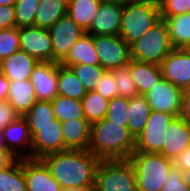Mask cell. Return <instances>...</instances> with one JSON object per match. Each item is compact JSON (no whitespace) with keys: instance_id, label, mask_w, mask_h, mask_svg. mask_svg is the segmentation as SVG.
Returning <instances> with one entry per match:
<instances>
[{"instance_id":"cell-15","label":"cell","mask_w":190,"mask_h":191,"mask_svg":"<svg viewBox=\"0 0 190 191\" xmlns=\"http://www.w3.org/2000/svg\"><path fill=\"white\" fill-rule=\"evenodd\" d=\"M23 173L27 191H62L41 159L23 158Z\"/></svg>"},{"instance_id":"cell-38","label":"cell","mask_w":190,"mask_h":191,"mask_svg":"<svg viewBox=\"0 0 190 191\" xmlns=\"http://www.w3.org/2000/svg\"><path fill=\"white\" fill-rule=\"evenodd\" d=\"M160 17L178 16L190 12V0H159Z\"/></svg>"},{"instance_id":"cell-32","label":"cell","mask_w":190,"mask_h":191,"mask_svg":"<svg viewBox=\"0 0 190 191\" xmlns=\"http://www.w3.org/2000/svg\"><path fill=\"white\" fill-rule=\"evenodd\" d=\"M80 80L86 91H95L97 85L106 71L101 66L74 64L69 66Z\"/></svg>"},{"instance_id":"cell-27","label":"cell","mask_w":190,"mask_h":191,"mask_svg":"<svg viewBox=\"0 0 190 191\" xmlns=\"http://www.w3.org/2000/svg\"><path fill=\"white\" fill-rule=\"evenodd\" d=\"M86 93L72 69L58 63V95L81 101Z\"/></svg>"},{"instance_id":"cell-29","label":"cell","mask_w":190,"mask_h":191,"mask_svg":"<svg viewBox=\"0 0 190 191\" xmlns=\"http://www.w3.org/2000/svg\"><path fill=\"white\" fill-rule=\"evenodd\" d=\"M50 102L52 104L55 117L60 122L85 119L81 101L66 96L57 95Z\"/></svg>"},{"instance_id":"cell-28","label":"cell","mask_w":190,"mask_h":191,"mask_svg":"<svg viewBox=\"0 0 190 191\" xmlns=\"http://www.w3.org/2000/svg\"><path fill=\"white\" fill-rule=\"evenodd\" d=\"M23 117L27 121L31 137L37 133V127L52 124L56 119L51 102L42 100H37Z\"/></svg>"},{"instance_id":"cell-40","label":"cell","mask_w":190,"mask_h":191,"mask_svg":"<svg viewBox=\"0 0 190 191\" xmlns=\"http://www.w3.org/2000/svg\"><path fill=\"white\" fill-rule=\"evenodd\" d=\"M175 116L170 113L152 111L143 130L165 131L167 125L174 120Z\"/></svg>"},{"instance_id":"cell-51","label":"cell","mask_w":190,"mask_h":191,"mask_svg":"<svg viewBox=\"0 0 190 191\" xmlns=\"http://www.w3.org/2000/svg\"><path fill=\"white\" fill-rule=\"evenodd\" d=\"M182 98H190V84L183 90Z\"/></svg>"},{"instance_id":"cell-21","label":"cell","mask_w":190,"mask_h":191,"mask_svg":"<svg viewBox=\"0 0 190 191\" xmlns=\"http://www.w3.org/2000/svg\"><path fill=\"white\" fill-rule=\"evenodd\" d=\"M7 101L19 116H24L37 101L31 80L9 81Z\"/></svg>"},{"instance_id":"cell-7","label":"cell","mask_w":190,"mask_h":191,"mask_svg":"<svg viewBox=\"0 0 190 191\" xmlns=\"http://www.w3.org/2000/svg\"><path fill=\"white\" fill-rule=\"evenodd\" d=\"M94 47L105 70L126 67L130 61V46L120 36L94 35Z\"/></svg>"},{"instance_id":"cell-43","label":"cell","mask_w":190,"mask_h":191,"mask_svg":"<svg viewBox=\"0 0 190 191\" xmlns=\"http://www.w3.org/2000/svg\"><path fill=\"white\" fill-rule=\"evenodd\" d=\"M19 115L7 100L0 101V129L14 121Z\"/></svg>"},{"instance_id":"cell-18","label":"cell","mask_w":190,"mask_h":191,"mask_svg":"<svg viewBox=\"0 0 190 191\" xmlns=\"http://www.w3.org/2000/svg\"><path fill=\"white\" fill-rule=\"evenodd\" d=\"M38 60L24 51L18 50L0 62V72L9 81H25L31 78Z\"/></svg>"},{"instance_id":"cell-13","label":"cell","mask_w":190,"mask_h":191,"mask_svg":"<svg viewBox=\"0 0 190 191\" xmlns=\"http://www.w3.org/2000/svg\"><path fill=\"white\" fill-rule=\"evenodd\" d=\"M30 80L37 100L52 101L58 95V62H38Z\"/></svg>"},{"instance_id":"cell-14","label":"cell","mask_w":190,"mask_h":191,"mask_svg":"<svg viewBox=\"0 0 190 191\" xmlns=\"http://www.w3.org/2000/svg\"><path fill=\"white\" fill-rule=\"evenodd\" d=\"M123 6V3L101 2L96 17L85 32L92 36H119Z\"/></svg>"},{"instance_id":"cell-55","label":"cell","mask_w":190,"mask_h":191,"mask_svg":"<svg viewBox=\"0 0 190 191\" xmlns=\"http://www.w3.org/2000/svg\"><path fill=\"white\" fill-rule=\"evenodd\" d=\"M183 49H185V50L190 52V42Z\"/></svg>"},{"instance_id":"cell-41","label":"cell","mask_w":190,"mask_h":191,"mask_svg":"<svg viewBox=\"0 0 190 191\" xmlns=\"http://www.w3.org/2000/svg\"><path fill=\"white\" fill-rule=\"evenodd\" d=\"M161 191H190L183 181L181 169L172 167Z\"/></svg>"},{"instance_id":"cell-5","label":"cell","mask_w":190,"mask_h":191,"mask_svg":"<svg viewBox=\"0 0 190 191\" xmlns=\"http://www.w3.org/2000/svg\"><path fill=\"white\" fill-rule=\"evenodd\" d=\"M95 191H137L135 171L129 159L100 160Z\"/></svg>"},{"instance_id":"cell-1","label":"cell","mask_w":190,"mask_h":191,"mask_svg":"<svg viewBox=\"0 0 190 191\" xmlns=\"http://www.w3.org/2000/svg\"><path fill=\"white\" fill-rule=\"evenodd\" d=\"M46 164L53 178L62 189L93 188L100 159L86 150H66L45 155Z\"/></svg>"},{"instance_id":"cell-25","label":"cell","mask_w":190,"mask_h":191,"mask_svg":"<svg viewBox=\"0 0 190 191\" xmlns=\"http://www.w3.org/2000/svg\"><path fill=\"white\" fill-rule=\"evenodd\" d=\"M100 4L99 0H68L67 14L86 31L96 17Z\"/></svg>"},{"instance_id":"cell-53","label":"cell","mask_w":190,"mask_h":191,"mask_svg":"<svg viewBox=\"0 0 190 191\" xmlns=\"http://www.w3.org/2000/svg\"><path fill=\"white\" fill-rule=\"evenodd\" d=\"M142 1H145V0H120V3H134V2H142Z\"/></svg>"},{"instance_id":"cell-9","label":"cell","mask_w":190,"mask_h":191,"mask_svg":"<svg viewBox=\"0 0 190 191\" xmlns=\"http://www.w3.org/2000/svg\"><path fill=\"white\" fill-rule=\"evenodd\" d=\"M152 111L170 113L179 117L183 90L162 78L145 95Z\"/></svg>"},{"instance_id":"cell-10","label":"cell","mask_w":190,"mask_h":191,"mask_svg":"<svg viewBox=\"0 0 190 191\" xmlns=\"http://www.w3.org/2000/svg\"><path fill=\"white\" fill-rule=\"evenodd\" d=\"M20 50L39 62H53V47L48 29L39 27L18 28Z\"/></svg>"},{"instance_id":"cell-47","label":"cell","mask_w":190,"mask_h":191,"mask_svg":"<svg viewBox=\"0 0 190 191\" xmlns=\"http://www.w3.org/2000/svg\"><path fill=\"white\" fill-rule=\"evenodd\" d=\"M9 80L0 72V101L8 100Z\"/></svg>"},{"instance_id":"cell-11","label":"cell","mask_w":190,"mask_h":191,"mask_svg":"<svg viewBox=\"0 0 190 191\" xmlns=\"http://www.w3.org/2000/svg\"><path fill=\"white\" fill-rule=\"evenodd\" d=\"M69 150L63 141L61 122L57 119L52 124L37 127L32 137L31 158L41 159L43 156Z\"/></svg>"},{"instance_id":"cell-54","label":"cell","mask_w":190,"mask_h":191,"mask_svg":"<svg viewBox=\"0 0 190 191\" xmlns=\"http://www.w3.org/2000/svg\"><path fill=\"white\" fill-rule=\"evenodd\" d=\"M99 1L103 3H120V0H99Z\"/></svg>"},{"instance_id":"cell-35","label":"cell","mask_w":190,"mask_h":191,"mask_svg":"<svg viewBox=\"0 0 190 191\" xmlns=\"http://www.w3.org/2000/svg\"><path fill=\"white\" fill-rule=\"evenodd\" d=\"M111 71L117 81L118 96L132 98L139 95L128 66Z\"/></svg>"},{"instance_id":"cell-8","label":"cell","mask_w":190,"mask_h":191,"mask_svg":"<svg viewBox=\"0 0 190 191\" xmlns=\"http://www.w3.org/2000/svg\"><path fill=\"white\" fill-rule=\"evenodd\" d=\"M48 31L53 47V62L58 63L67 57L73 45L86 33L68 14L62 16Z\"/></svg>"},{"instance_id":"cell-16","label":"cell","mask_w":190,"mask_h":191,"mask_svg":"<svg viewBox=\"0 0 190 191\" xmlns=\"http://www.w3.org/2000/svg\"><path fill=\"white\" fill-rule=\"evenodd\" d=\"M2 131L6 149H8L16 159L31 158L32 137L27 121L23 116L17 117L14 121L5 126ZM20 146L24 148L27 147L25 149L29 151L27 150L26 152V150H24L23 154V152L19 150V148H22Z\"/></svg>"},{"instance_id":"cell-3","label":"cell","mask_w":190,"mask_h":191,"mask_svg":"<svg viewBox=\"0 0 190 191\" xmlns=\"http://www.w3.org/2000/svg\"><path fill=\"white\" fill-rule=\"evenodd\" d=\"M160 20L159 3L156 0L125 3L119 36L131 46Z\"/></svg>"},{"instance_id":"cell-48","label":"cell","mask_w":190,"mask_h":191,"mask_svg":"<svg viewBox=\"0 0 190 191\" xmlns=\"http://www.w3.org/2000/svg\"><path fill=\"white\" fill-rule=\"evenodd\" d=\"M182 178L190 189V170L182 171Z\"/></svg>"},{"instance_id":"cell-50","label":"cell","mask_w":190,"mask_h":191,"mask_svg":"<svg viewBox=\"0 0 190 191\" xmlns=\"http://www.w3.org/2000/svg\"><path fill=\"white\" fill-rule=\"evenodd\" d=\"M0 149H6L2 129H0Z\"/></svg>"},{"instance_id":"cell-44","label":"cell","mask_w":190,"mask_h":191,"mask_svg":"<svg viewBox=\"0 0 190 191\" xmlns=\"http://www.w3.org/2000/svg\"><path fill=\"white\" fill-rule=\"evenodd\" d=\"M173 167L179 168L182 171L190 170V145L182 153L172 159Z\"/></svg>"},{"instance_id":"cell-6","label":"cell","mask_w":190,"mask_h":191,"mask_svg":"<svg viewBox=\"0 0 190 191\" xmlns=\"http://www.w3.org/2000/svg\"><path fill=\"white\" fill-rule=\"evenodd\" d=\"M168 28L163 19L130 46V58L160 65L173 50Z\"/></svg>"},{"instance_id":"cell-24","label":"cell","mask_w":190,"mask_h":191,"mask_svg":"<svg viewBox=\"0 0 190 191\" xmlns=\"http://www.w3.org/2000/svg\"><path fill=\"white\" fill-rule=\"evenodd\" d=\"M150 113L151 108L144 95L129 98L127 127L135 139L143 131Z\"/></svg>"},{"instance_id":"cell-52","label":"cell","mask_w":190,"mask_h":191,"mask_svg":"<svg viewBox=\"0 0 190 191\" xmlns=\"http://www.w3.org/2000/svg\"><path fill=\"white\" fill-rule=\"evenodd\" d=\"M62 191H95L93 188H86V189H62Z\"/></svg>"},{"instance_id":"cell-12","label":"cell","mask_w":190,"mask_h":191,"mask_svg":"<svg viewBox=\"0 0 190 191\" xmlns=\"http://www.w3.org/2000/svg\"><path fill=\"white\" fill-rule=\"evenodd\" d=\"M162 78L184 90L190 84V52L174 48L160 64Z\"/></svg>"},{"instance_id":"cell-30","label":"cell","mask_w":190,"mask_h":191,"mask_svg":"<svg viewBox=\"0 0 190 191\" xmlns=\"http://www.w3.org/2000/svg\"><path fill=\"white\" fill-rule=\"evenodd\" d=\"M0 191H27L23 173V159H16L0 171Z\"/></svg>"},{"instance_id":"cell-49","label":"cell","mask_w":190,"mask_h":191,"mask_svg":"<svg viewBox=\"0 0 190 191\" xmlns=\"http://www.w3.org/2000/svg\"><path fill=\"white\" fill-rule=\"evenodd\" d=\"M16 0H0V6H14Z\"/></svg>"},{"instance_id":"cell-17","label":"cell","mask_w":190,"mask_h":191,"mask_svg":"<svg viewBox=\"0 0 190 191\" xmlns=\"http://www.w3.org/2000/svg\"><path fill=\"white\" fill-rule=\"evenodd\" d=\"M163 149L160 154L173 159L182 154L190 145V125L180 117L167 125L163 138Z\"/></svg>"},{"instance_id":"cell-37","label":"cell","mask_w":190,"mask_h":191,"mask_svg":"<svg viewBox=\"0 0 190 191\" xmlns=\"http://www.w3.org/2000/svg\"><path fill=\"white\" fill-rule=\"evenodd\" d=\"M128 104L129 98L121 96H117L109 100V105L105 118L113 123H123V126H127Z\"/></svg>"},{"instance_id":"cell-42","label":"cell","mask_w":190,"mask_h":191,"mask_svg":"<svg viewBox=\"0 0 190 191\" xmlns=\"http://www.w3.org/2000/svg\"><path fill=\"white\" fill-rule=\"evenodd\" d=\"M16 27L15 6H0V30Z\"/></svg>"},{"instance_id":"cell-33","label":"cell","mask_w":190,"mask_h":191,"mask_svg":"<svg viewBox=\"0 0 190 191\" xmlns=\"http://www.w3.org/2000/svg\"><path fill=\"white\" fill-rule=\"evenodd\" d=\"M165 131L143 130L135 139L134 152L160 153Z\"/></svg>"},{"instance_id":"cell-19","label":"cell","mask_w":190,"mask_h":191,"mask_svg":"<svg viewBox=\"0 0 190 191\" xmlns=\"http://www.w3.org/2000/svg\"><path fill=\"white\" fill-rule=\"evenodd\" d=\"M128 67L139 95H145L162 79L160 65L130 59Z\"/></svg>"},{"instance_id":"cell-34","label":"cell","mask_w":190,"mask_h":191,"mask_svg":"<svg viewBox=\"0 0 190 191\" xmlns=\"http://www.w3.org/2000/svg\"><path fill=\"white\" fill-rule=\"evenodd\" d=\"M39 0H16V27H33Z\"/></svg>"},{"instance_id":"cell-26","label":"cell","mask_w":190,"mask_h":191,"mask_svg":"<svg viewBox=\"0 0 190 191\" xmlns=\"http://www.w3.org/2000/svg\"><path fill=\"white\" fill-rule=\"evenodd\" d=\"M161 19L167 25L172 47L183 49L190 42V12Z\"/></svg>"},{"instance_id":"cell-31","label":"cell","mask_w":190,"mask_h":191,"mask_svg":"<svg viewBox=\"0 0 190 191\" xmlns=\"http://www.w3.org/2000/svg\"><path fill=\"white\" fill-rule=\"evenodd\" d=\"M85 119L93 124L106 117L109 100L96 91H88L81 100Z\"/></svg>"},{"instance_id":"cell-46","label":"cell","mask_w":190,"mask_h":191,"mask_svg":"<svg viewBox=\"0 0 190 191\" xmlns=\"http://www.w3.org/2000/svg\"><path fill=\"white\" fill-rule=\"evenodd\" d=\"M179 117L190 125V98H182Z\"/></svg>"},{"instance_id":"cell-22","label":"cell","mask_w":190,"mask_h":191,"mask_svg":"<svg viewBox=\"0 0 190 191\" xmlns=\"http://www.w3.org/2000/svg\"><path fill=\"white\" fill-rule=\"evenodd\" d=\"M61 64L67 67L74 64L100 66L92 35L85 33L73 45L69 54Z\"/></svg>"},{"instance_id":"cell-39","label":"cell","mask_w":190,"mask_h":191,"mask_svg":"<svg viewBox=\"0 0 190 191\" xmlns=\"http://www.w3.org/2000/svg\"><path fill=\"white\" fill-rule=\"evenodd\" d=\"M116 79L112 71L106 70L97 85L95 91L107 100H111L118 96Z\"/></svg>"},{"instance_id":"cell-36","label":"cell","mask_w":190,"mask_h":191,"mask_svg":"<svg viewBox=\"0 0 190 191\" xmlns=\"http://www.w3.org/2000/svg\"><path fill=\"white\" fill-rule=\"evenodd\" d=\"M20 50L18 28L0 30V62Z\"/></svg>"},{"instance_id":"cell-20","label":"cell","mask_w":190,"mask_h":191,"mask_svg":"<svg viewBox=\"0 0 190 191\" xmlns=\"http://www.w3.org/2000/svg\"><path fill=\"white\" fill-rule=\"evenodd\" d=\"M65 146L70 150L88 149L91 137V124L86 119L61 122Z\"/></svg>"},{"instance_id":"cell-2","label":"cell","mask_w":190,"mask_h":191,"mask_svg":"<svg viewBox=\"0 0 190 191\" xmlns=\"http://www.w3.org/2000/svg\"><path fill=\"white\" fill-rule=\"evenodd\" d=\"M135 149V138L123 123L106 118L91 124L88 150L100 160L128 159Z\"/></svg>"},{"instance_id":"cell-4","label":"cell","mask_w":190,"mask_h":191,"mask_svg":"<svg viewBox=\"0 0 190 191\" xmlns=\"http://www.w3.org/2000/svg\"><path fill=\"white\" fill-rule=\"evenodd\" d=\"M135 171L137 191H161L173 167L160 153L134 152L129 158Z\"/></svg>"},{"instance_id":"cell-23","label":"cell","mask_w":190,"mask_h":191,"mask_svg":"<svg viewBox=\"0 0 190 191\" xmlns=\"http://www.w3.org/2000/svg\"><path fill=\"white\" fill-rule=\"evenodd\" d=\"M68 0H39L34 17V27L51 28L62 16L67 14Z\"/></svg>"},{"instance_id":"cell-45","label":"cell","mask_w":190,"mask_h":191,"mask_svg":"<svg viewBox=\"0 0 190 191\" xmlns=\"http://www.w3.org/2000/svg\"><path fill=\"white\" fill-rule=\"evenodd\" d=\"M16 157L8 149H0V171L9 167Z\"/></svg>"}]
</instances>
